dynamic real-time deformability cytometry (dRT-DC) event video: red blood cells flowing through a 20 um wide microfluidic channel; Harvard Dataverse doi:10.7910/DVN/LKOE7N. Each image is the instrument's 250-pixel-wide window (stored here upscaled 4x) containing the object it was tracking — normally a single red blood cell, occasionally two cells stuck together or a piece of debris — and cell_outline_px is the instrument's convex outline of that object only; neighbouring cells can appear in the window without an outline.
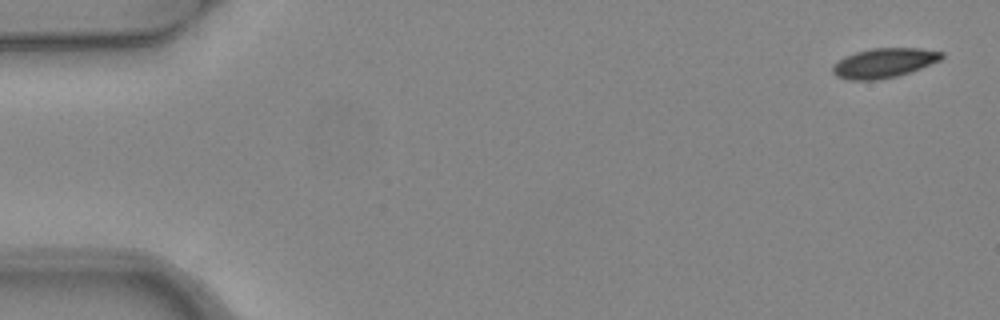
{"species": "common noctule bat (a hibernating species)", "species_latin": "Nyctalus noctula", "temperature_condition": "warm", "stored_images_in_passage": 5, "camera_frame_rate_fps": 3000, "um_per_image_px": 0.085, "animal": {"sex": "female", "body_mass_g": 24.6, "forearm_length_mm": 56.2}, "frame": {"image": 1, "passage_image": 1, "time_ms": 0.0, "image_size_px": [1000, 320], "cell_outline_px": [[944, 56], [940, 60], [920, 68], [896, 76], [876, 80], [848, 80], [836, 76], [832, 72], [832, 64], [844, 56], [856, 52], [872, 48], [920, 48], [944, 52]], "centroid_in_image_um": [75.1, 5.34], "position_along_channel_um": 9.9, "area_um2": 18.79}}
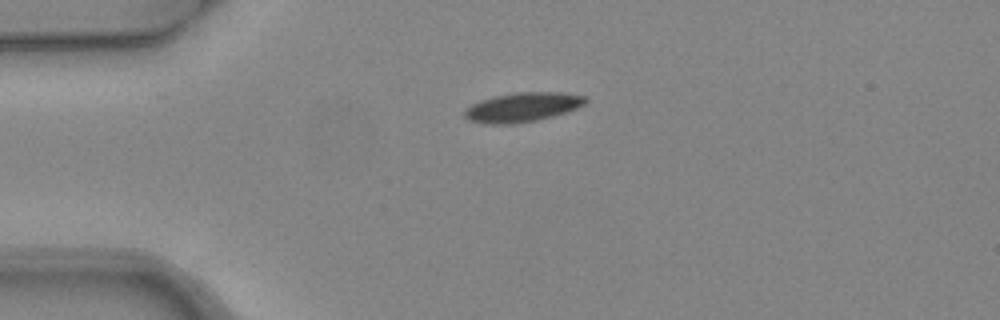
{"frame": {"image": 2, "passage_image": 4, "time_ms": 1.0, "image_size_px": [1000, 320], "cell_outline_px": [[588, 100], [584, 104], [576, 108], [552, 116], [536, 120], [512, 124], [484, 124], [468, 120], [464, 116], [464, 112], [472, 104], [480, 100], [492, 96], [516, 92], [560, 92], [588, 96]], "centroid_in_image_um": [44.4, 9.1], "position_along_channel_um": 40.6, "area_um2": 20.69}}